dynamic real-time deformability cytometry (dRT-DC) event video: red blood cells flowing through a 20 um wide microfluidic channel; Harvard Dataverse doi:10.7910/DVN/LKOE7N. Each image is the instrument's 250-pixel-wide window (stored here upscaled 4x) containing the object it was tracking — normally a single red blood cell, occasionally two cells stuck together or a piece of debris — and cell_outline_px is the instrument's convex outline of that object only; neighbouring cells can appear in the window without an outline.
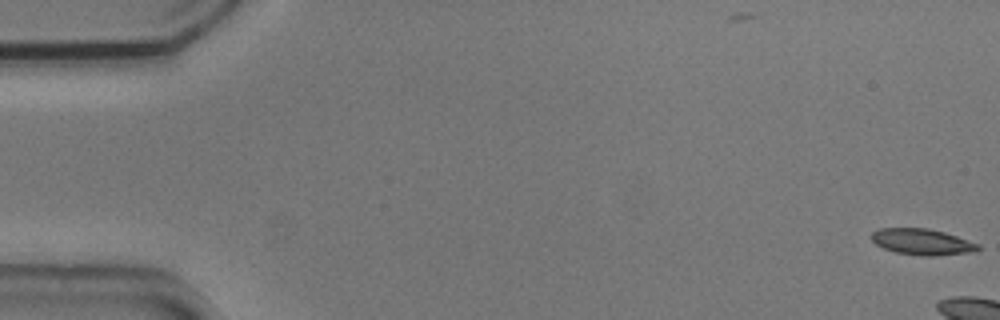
{"species": "common noctule bat (a hibernating species)", "species_latin": "Nyctalus noctula", "temperature_condition": "cold", "stored_images_in_passage": 7, "camera_frame_rate_fps": 3000, "um_per_image_px": 0.085, "animal": {"sex": "male", "body_mass_g": 20.5, "forearm_length_mm": 52.5}, "frame": {"image": 1, "passage_image": 1, "time_ms": 0.0, "image_size_px": [1000, 320], "cell_outline_px": [[980, 248], [976, 252], [936, 256], [920, 256], [896, 252], [884, 248], [876, 244], [872, 240], [872, 232], [880, 228], [928, 228], [944, 232], [980, 244]], "centroid_in_image_um": [78.42, 20.56], "position_along_channel_um": 6.6, "area_um2": 16.3}}